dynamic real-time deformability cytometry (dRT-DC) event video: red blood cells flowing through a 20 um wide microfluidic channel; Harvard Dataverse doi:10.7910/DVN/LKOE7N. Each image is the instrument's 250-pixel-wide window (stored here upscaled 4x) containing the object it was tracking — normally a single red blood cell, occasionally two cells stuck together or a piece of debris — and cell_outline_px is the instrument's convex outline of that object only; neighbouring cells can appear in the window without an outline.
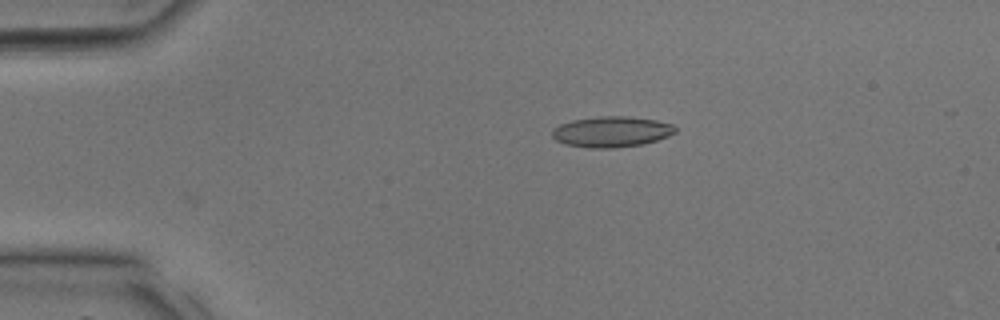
{"species": "common noctule bat (a hibernating species)", "species_latin": "Nyctalus noctula", "temperature_condition": "room temperature", "stored_images_in_passage": 2, "camera_frame_rate_fps": 3000, "um_per_image_px": 0.085, "animal": {"sex": "male", "body_mass_g": 17.9, "forearm_length_mm": 54.2}, "frame": {"image": 1, "passage_image": 2, "time_ms": 0.333, "image_size_px": [1000, 320], "cell_outline_px": [[676, 132], [668, 136], [656, 140], [640, 144], [616, 148], [588, 148], [564, 144], [556, 140], [552, 136], [552, 128], [560, 124], [572, 120], [596, 116], [628, 116], [656, 120], [672, 124], [676, 128]], "centroid_in_image_um": [51.95, 11.19], "position_along_channel_um": 33.1, "area_um2": 22.14}}